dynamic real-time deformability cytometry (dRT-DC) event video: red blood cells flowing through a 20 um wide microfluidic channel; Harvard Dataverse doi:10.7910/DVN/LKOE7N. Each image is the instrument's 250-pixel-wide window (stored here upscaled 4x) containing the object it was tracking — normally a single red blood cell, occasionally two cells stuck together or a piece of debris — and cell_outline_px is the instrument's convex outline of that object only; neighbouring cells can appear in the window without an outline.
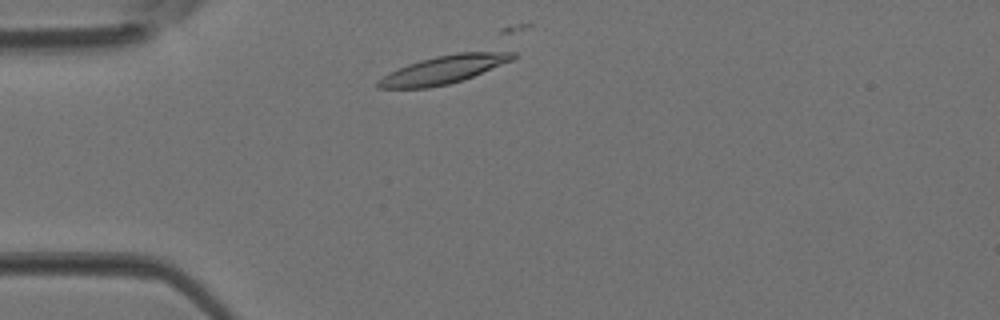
{"species": "Egyptian fruit bat (a non-hibernating species)", "species_latin": "Rousettus aegyptiacus", "temperature_condition": "room temperature", "stored_images_in_passage": 9, "camera_frame_rate_fps": 3000, "um_per_image_px": 0.085, "animal": {"sex": "female"}, "frame": {"image": 1, "passage_image": 4, "time_ms": 1.0, "image_size_px": [1000, 320], "cell_outline_px": [[516, 56], [512, 60], [472, 76], [448, 84], [428, 88], [376, 88], [376, 80], [408, 64], [420, 60], [436, 56], [460, 52], [500, 48], [508, 48], [516, 52]], "centroid_in_image_um": [37.85, 5.85], "position_along_channel_um": 47.1, "area_um2": 22.48}}
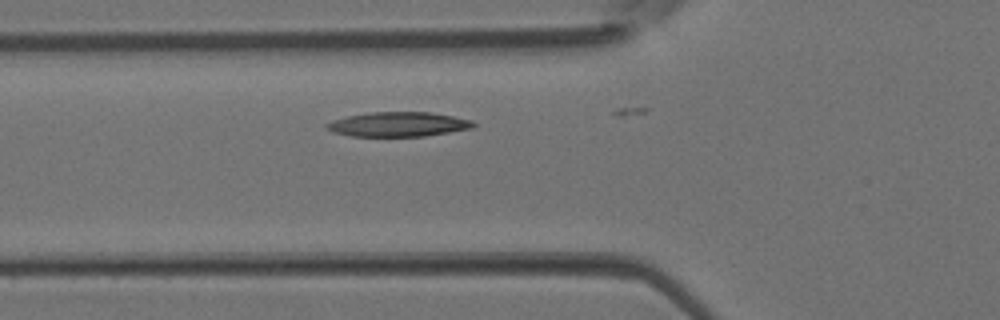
{"frame": {"image": 2, "passage_image": 8, "time_ms": 2.333, "image_size_px": [1000, 320], "cell_outline_px": [[476, 124], [472, 128], [424, 136], [352, 136], [332, 132], [324, 128], [324, 124], [332, 120], [348, 116], [368, 112], [432, 112], [472, 120]], "centroid_in_image_um": [33.8, 10.56], "position_along_channel_um": 92.0, "area_um2": 21.04}}